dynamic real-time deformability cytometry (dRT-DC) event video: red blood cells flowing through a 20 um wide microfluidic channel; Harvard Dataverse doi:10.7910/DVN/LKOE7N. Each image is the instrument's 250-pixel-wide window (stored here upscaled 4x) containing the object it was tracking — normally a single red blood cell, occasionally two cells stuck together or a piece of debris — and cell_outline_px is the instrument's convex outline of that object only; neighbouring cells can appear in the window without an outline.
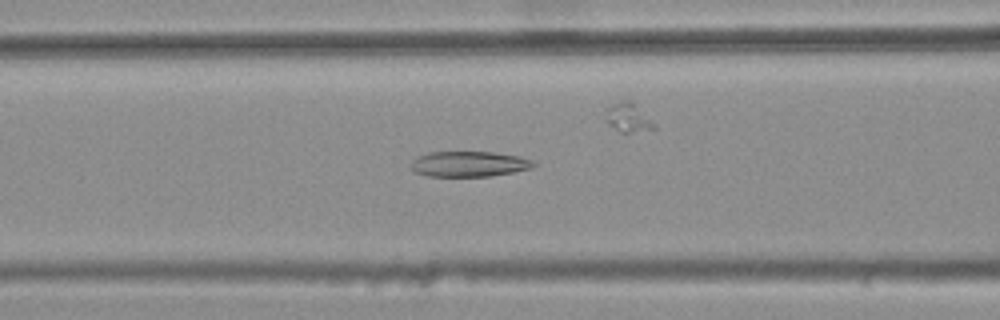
{"species": "common noctule bat (a hibernating species)", "species_latin": "Nyctalus noctula", "temperature_condition": "warm", "stored_images_in_passage": 32, "camera_frame_rate_fps": 3000, "um_per_image_px": 0.085, "animal": {"sex": "female", "body_mass_g": 25.1}, "frame": {"image": 1, "passage_image": 6, "time_ms": 1.667, "image_size_px": [1000, 320], "cell_outline_px": [[536, 164], [532, 168], [492, 176], [428, 176], [412, 172], [412, 160], [416, 156], [428, 152], [492, 152], [520, 156], [532, 160]], "centroid_in_image_um": [39.84, 13.94], "position_along_channel_um": 126.8, "area_um2": 18.26}}
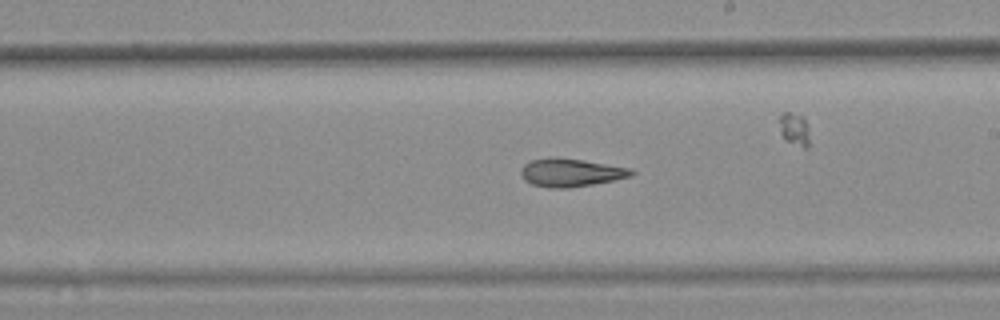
{"frame": {"image": 2, "passage_image": 15, "time_ms": 4.667, "image_size_px": [1000, 320], "cell_outline_px": [[636, 172], [632, 176], [592, 184], [568, 188], [552, 188], [532, 184], [524, 180], [520, 172], [524, 164], [532, 160], [552, 156], [580, 160], [632, 168]], "centroid_in_image_um": [48.51, 14.66], "position_along_channel_um": 240.5, "area_um2": 17.98}}
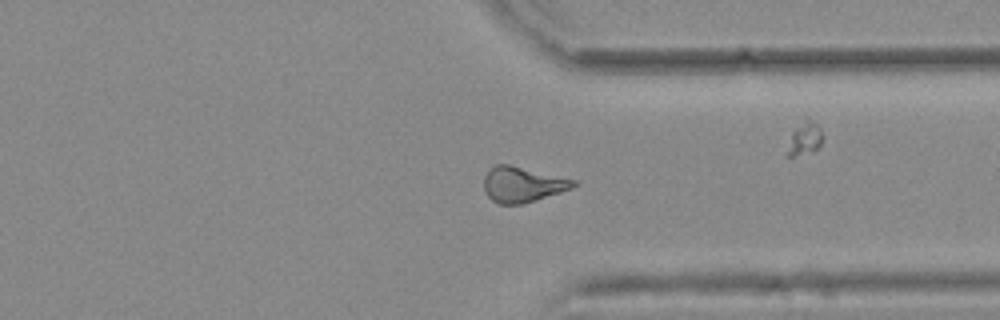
{"frame": {"image": 3, "passage_image": 25, "time_ms": 8.0, "image_size_px": [1000, 320], "cell_outline_px": [[580, 184], [572, 188], [536, 200], [520, 204], [500, 204], [492, 200], [484, 192], [484, 176], [488, 168], [496, 164], [508, 164], [580, 180]], "centroid_in_image_um": [44.44, 15.66], "position_along_channel_um": 367.0, "area_um2": 18.79}, "authors_computed_cell_mechanics": {"area_um2": 18.0914, "velocity_mm_per_s": 3.7947, "shape_relaxation_time_tau1_ms": null, "shape_relaxation_time_tau2_ms": 7.476, "deformation_change_tau1": null, "deformation_change_tau2": 0.1661}}